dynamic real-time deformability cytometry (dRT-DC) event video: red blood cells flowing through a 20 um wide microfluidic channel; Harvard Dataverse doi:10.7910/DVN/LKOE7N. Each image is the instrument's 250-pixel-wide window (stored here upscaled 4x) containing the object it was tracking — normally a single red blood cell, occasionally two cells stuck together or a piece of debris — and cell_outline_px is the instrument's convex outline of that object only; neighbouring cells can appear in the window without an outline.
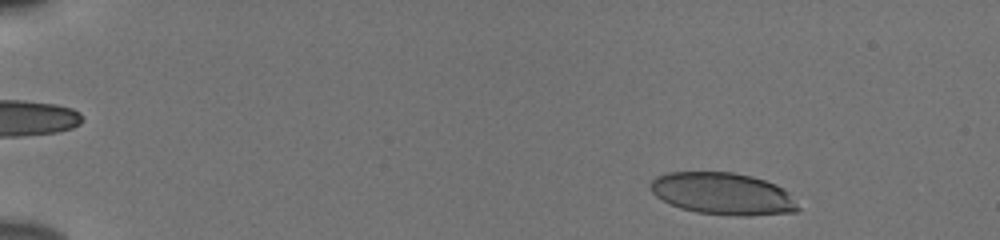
{"species": "human", "species_latin": "Homo sapiens", "temperature_condition": "cold", "stored_images_in_passage": 51, "camera_frame_rate_fps": 3000, "um_per_image_px": 0.085, "donor": {"sex": "male"}, "frame": {"image": 1, "passage_image": 4, "time_ms": 1.0, "image_size_px": [1000, 240], "cell_outline_px": [[800, 208], [796, 212], [748, 216], [736, 216], [696, 212], [680, 208], [656, 196], [648, 188], [648, 184], [656, 176], [668, 172], [732, 172], [752, 176], [776, 184], [784, 188], [788, 192]], "centroid_in_image_um": [61.43, 16.46], "position_along_channel_um": 23.6, "area_um2": 36.3}}
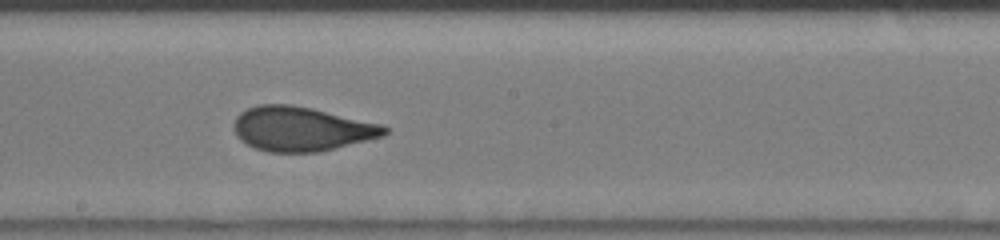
{"frame": {"image": 2, "passage_image": 29, "time_ms": 9.333, "image_size_px": [1000, 240], "cell_outline_px": [[388, 132], [384, 136], [316, 152], [268, 152], [256, 148], [240, 140], [236, 132], [236, 116], [240, 112], [256, 104], [292, 104], [312, 108], [384, 124], [388, 128]], "centroid_in_image_um": [25.65, 10.94], "position_along_channel_um": 222.5, "area_um2": 38.78}}
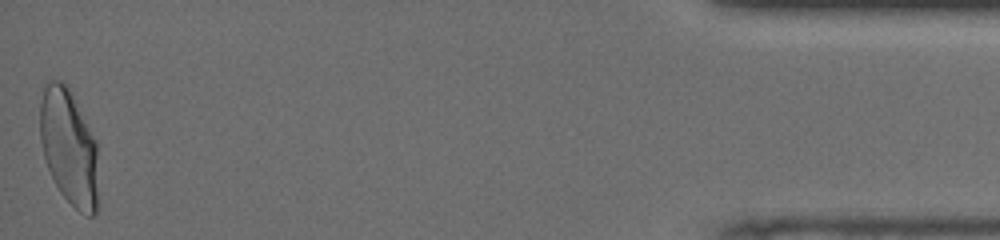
{"frame": {"image": 3, "passage_image": 51, "time_ms": 16.667, "image_size_px": [1000, 240], "cell_outline_px": [[96, 212], [92, 216], [88, 216], [80, 212], [60, 192], [48, 168], [44, 156], [40, 140], [40, 104], [44, 84], [48, 80], [60, 80], [68, 84], [96, 140]], "centroid_in_image_um": [5.83, 12.43], "position_along_channel_um": 429.4, "area_um2": 39.13}, "authors_computed_cell_mechanics": {"area_um2": 38.2058, "velocity_mm_per_s": 3.8463, "shape_relaxation_time_tau1_ms": 5.5362, "shape_relaxation_time_tau2_ms": 0.7489, "deformation_change_tau1": 0.1731, "deformation_change_tau2": 0.0547}}